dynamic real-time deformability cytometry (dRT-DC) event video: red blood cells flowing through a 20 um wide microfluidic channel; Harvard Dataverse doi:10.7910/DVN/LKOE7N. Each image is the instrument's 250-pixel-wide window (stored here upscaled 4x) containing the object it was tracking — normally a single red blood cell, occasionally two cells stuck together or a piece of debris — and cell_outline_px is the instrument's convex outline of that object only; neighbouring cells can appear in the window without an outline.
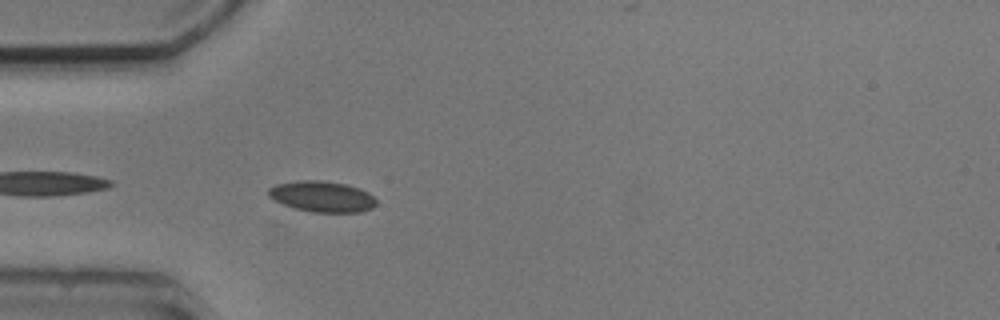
{"species": "common noctule bat (a hibernating species)", "species_latin": "Nyctalus noctula", "temperature_condition": "cold", "stored_images_in_passage": 5, "camera_frame_rate_fps": 3000, "um_per_image_px": 0.085, "animal": {"sex": "male", "body_mass_g": 20.5, "forearm_length_mm": 52.5}, "frame": {"image": 1, "passage_image": 5, "time_ms": 4.667, "image_size_px": [1000, 320], "cell_outline_px": [[376, 204], [372, 208], [360, 212], [312, 212], [292, 208], [268, 196], [268, 188], [276, 184], [300, 180], [320, 180], [344, 184], [360, 188], [368, 192], [376, 200]], "centroid_in_image_um": [27.37, 16.7], "position_along_channel_um": 57.6, "area_um2": 19.36}}